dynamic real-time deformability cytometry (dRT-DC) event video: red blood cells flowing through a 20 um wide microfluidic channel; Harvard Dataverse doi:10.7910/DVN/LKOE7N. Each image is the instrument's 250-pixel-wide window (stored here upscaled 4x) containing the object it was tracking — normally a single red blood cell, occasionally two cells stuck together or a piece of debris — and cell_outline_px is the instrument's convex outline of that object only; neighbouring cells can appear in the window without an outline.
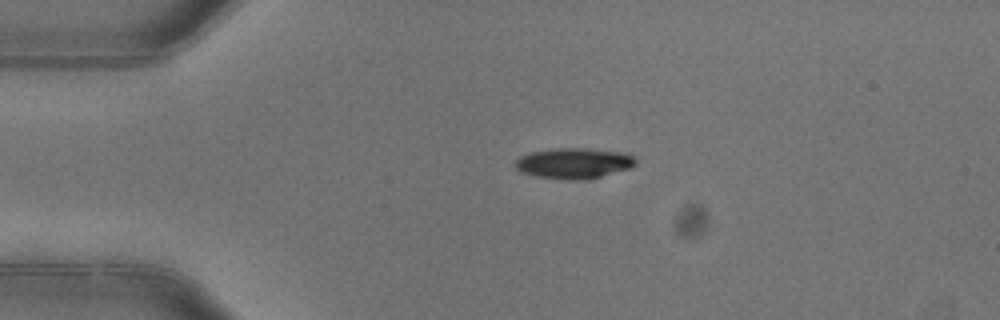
{"species": "common noctule bat (a hibernating species)", "species_latin": "Nyctalus noctula", "temperature_condition": "warm", "stored_images_in_passage": 2, "camera_frame_rate_fps": 3000, "um_per_image_px": 0.085, "animal": {"sex": "female"}, "frame": {"image": 1, "passage_image": 1, "time_ms": 0.0, "image_size_px": [1000, 320], "cell_outline_px": [[636, 164], [632, 168], [588, 180], [568, 180], [536, 176], [520, 172], [516, 168], [516, 160], [520, 156], [532, 152], [556, 148], [584, 148], [628, 152], [636, 156]], "centroid_in_image_um": [48.86, 13.88], "position_along_channel_um": 36.1, "area_um2": 21.85}}